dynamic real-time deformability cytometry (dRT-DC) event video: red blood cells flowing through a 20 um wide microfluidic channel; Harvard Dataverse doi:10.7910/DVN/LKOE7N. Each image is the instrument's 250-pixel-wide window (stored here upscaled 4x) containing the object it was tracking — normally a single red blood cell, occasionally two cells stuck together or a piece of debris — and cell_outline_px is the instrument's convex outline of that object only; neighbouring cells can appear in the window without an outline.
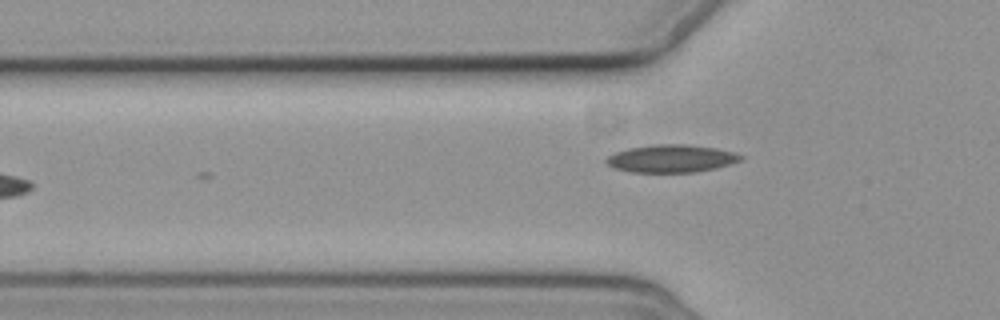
{"species": "common noctule bat (a hibernating species)", "species_latin": "Nyctalus noctula", "temperature_condition": "cold", "stored_images_in_passage": 5, "camera_frame_rate_fps": 3000, "um_per_image_px": 0.085, "animal": {"sex": "female", "body_mass_g": 19.3, "forearm_length_mm": 54.1}, "frame": {"image": 1, "passage_image": 5, "time_ms": 6.667, "image_size_px": [1000, 320], "cell_outline_px": [[744, 156], [740, 160], [716, 168], [696, 172], [632, 172], [612, 168], [604, 160], [608, 156], [616, 152], [628, 148], [656, 144], [684, 144], [712, 148], [732, 152]], "centroid_in_image_um": [57.0, 13.48], "position_along_channel_um": 68.8, "area_um2": 21.44}}